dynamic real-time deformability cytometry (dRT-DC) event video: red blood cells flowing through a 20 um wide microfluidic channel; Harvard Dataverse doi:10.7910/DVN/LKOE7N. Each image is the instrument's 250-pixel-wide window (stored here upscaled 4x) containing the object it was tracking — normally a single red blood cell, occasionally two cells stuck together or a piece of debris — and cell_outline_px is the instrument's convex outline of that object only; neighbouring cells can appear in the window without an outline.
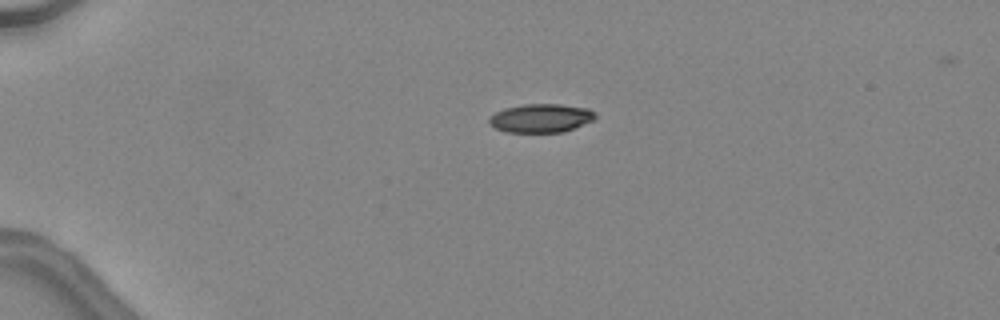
{"species": "common noctule bat (a hibernating species)", "species_latin": "Nyctalus noctula", "temperature_condition": "warm", "stored_images_in_passage": 36, "camera_frame_rate_fps": 3000, "um_per_image_px": 0.085, "animal": {"sex": "female", "body_mass_g": 24.6, "forearm_length_mm": 56.2}, "frame": {"image": 1, "passage_image": 1, "time_ms": 0.0, "image_size_px": [1000, 320], "cell_outline_px": [[596, 116], [592, 120], [564, 132], [504, 132], [488, 124], [488, 120], [496, 112], [504, 108], [524, 104], [560, 104], [588, 108]], "centroid_in_image_um": [45.94, 10.04], "position_along_channel_um": 39.1, "area_um2": 17.57}}
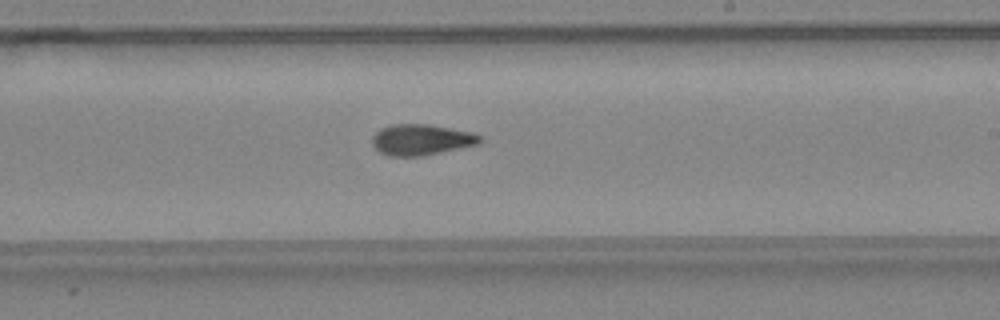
{"frame": {"image": 2, "passage_image": 19, "time_ms": 6.0, "image_size_px": [1000, 320], "cell_outline_px": [[484, 140], [480, 144], [420, 156], [388, 156], [380, 152], [372, 144], [372, 136], [380, 128], [392, 124], [428, 124], [476, 132]], "centroid_in_image_um": [35.84, 11.86], "position_along_channel_um": 253.2, "area_um2": 19.59}}
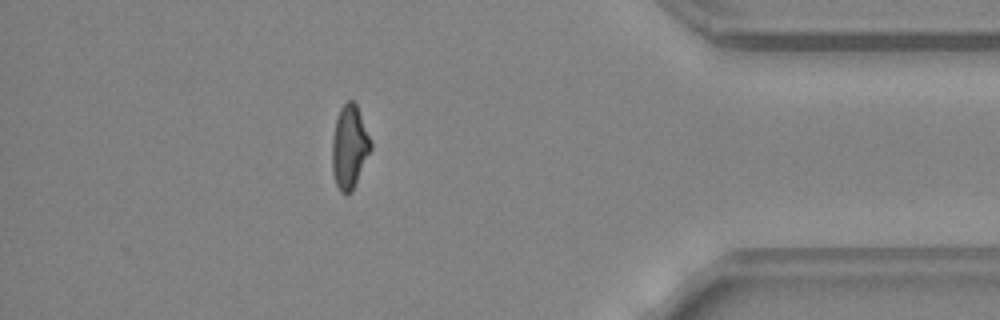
{"frame": {"image": 3, "passage_image": 31, "time_ms": 10.0, "image_size_px": [1000, 320], "cell_outline_px": [[372, 148], [352, 192], [344, 196], [340, 192], [336, 184], [332, 172], [332, 140], [336, 120], [340, 108], [348, 100], [352, 100], [356, 104], [372, 144]], "centroid_in_image_um": [29.69, 12.54], "position_along_channel_um": 405.5, "area_um2": 18.73}, "authors_computed_cell_mechanics": {"area_um2": 19.1029, "velocity_mm_per_s": 4.5618, "shape_relaxation_time_tau1_ms": 7.0021, "shape_relaxation_time_tau2_ms": 3.0382, "deformation_change_tau1": 0.2264, "deformation_change_tau2": 0.1046}}